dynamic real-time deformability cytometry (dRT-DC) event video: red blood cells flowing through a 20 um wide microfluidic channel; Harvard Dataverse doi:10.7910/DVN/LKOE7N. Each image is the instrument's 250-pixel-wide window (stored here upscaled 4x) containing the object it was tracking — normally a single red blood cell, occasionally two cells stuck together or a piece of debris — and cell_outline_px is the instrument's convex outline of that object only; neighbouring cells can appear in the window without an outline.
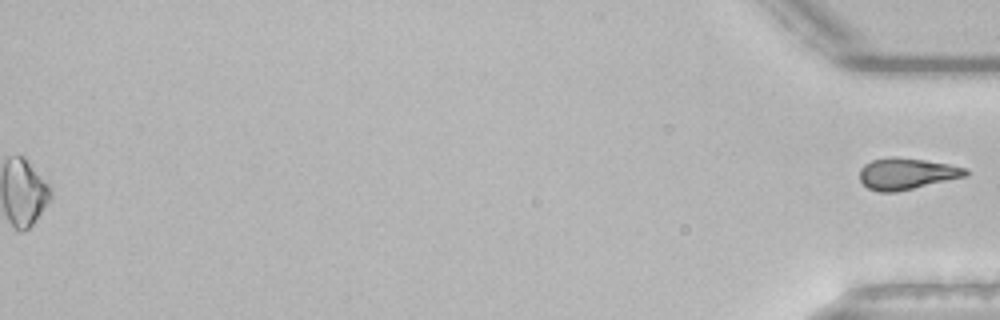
{"species": "common noctule bat (a hibernating species)", "species_latin": "Nyctalus noctula", "temperature_condition": "room temperature", "stored_images_in_passage": 54, "segment_of_instrument_passage": [2, 2], "camera_frame_rate_fps": 3000, "um_per_image_px": 0.085, "animal": {"sex": "male", "body_mass_g": 21.5, "forearm_length_mm": 52.0}, "frame": {"image": 1, "passage_image": 54, "time_ms": 17.667, "image_size_px": [1000, 320], "cell_outline_px": [[968, 176], [896, 192], [880, 192], [868, 188], [860, 180], [860, 168], [864, 164], [872, 160], [888, 156], [892, 156], [924, 160], [948, 164], [968, 168]], "centroid_in_image_um": [77.07, 14.76], "position_along_channel_um": 358.1, "area_um2": 19.48}}